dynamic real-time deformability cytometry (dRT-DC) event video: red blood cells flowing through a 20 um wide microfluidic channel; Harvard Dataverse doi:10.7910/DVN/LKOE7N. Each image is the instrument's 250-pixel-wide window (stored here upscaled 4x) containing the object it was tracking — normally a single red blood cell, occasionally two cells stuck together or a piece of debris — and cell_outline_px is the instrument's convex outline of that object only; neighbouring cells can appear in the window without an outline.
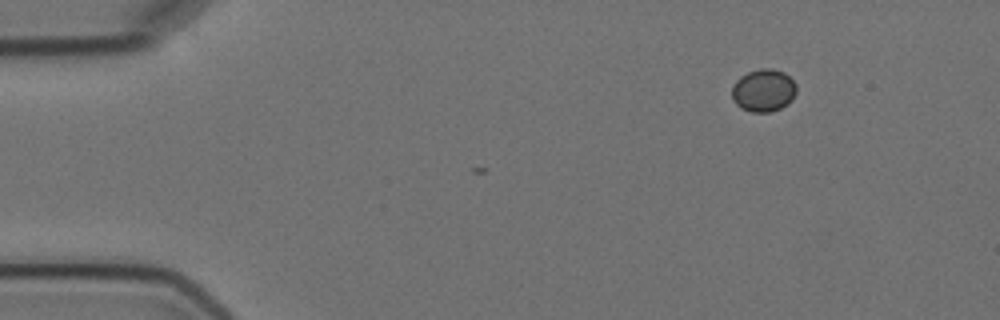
{"species": "Egyptian fruit bat (a non-hibernating species)", "species_latin": "Rousettus aegyptiacus", "temperature_condition": "cold", "stored_images_in_passage": 6, "camera_frame_rate_fps": 3000, "um_per_image_px": 0.085, "animal": {"sex": "female"}, "frame": {"image": 1, "passage_image": 6, "time_ms": 6.0, "image_size_px": [1000, 320], "cell_outline_px": [[796, 92], [792, 100], [788, 104], [780, 108], [768, 112], [752, 112], [740, 108], [732, 100], [732, 88], [736, 80], [740, 76], [748, 72], [760, 68], [772, 68], [784, 72], [796, 84]], "centroid_in_image_um": [64.89, 7.68], "position_along_channel_um": 20.1, "area_um2": 16.13}}